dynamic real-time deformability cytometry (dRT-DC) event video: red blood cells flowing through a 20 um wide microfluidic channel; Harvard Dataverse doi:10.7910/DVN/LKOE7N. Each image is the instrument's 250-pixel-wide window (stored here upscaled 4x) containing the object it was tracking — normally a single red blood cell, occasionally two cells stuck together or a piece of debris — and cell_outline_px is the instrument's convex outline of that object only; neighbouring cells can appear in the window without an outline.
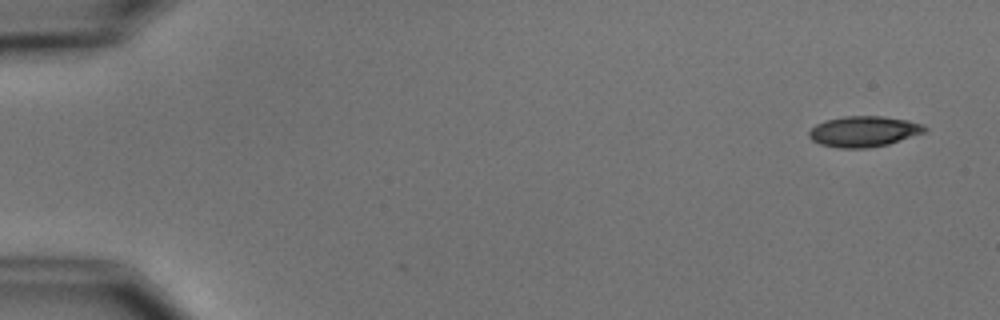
{"species": "common noctule bat (a hibernating species)", "species_latin": "Nyctalus noctula", "temperature_condition": "cold", "stored_images_in_passage": 2, "camera_frame_rate_fps": 3000, "um_per_image_px": 0.085, "animal": {"sex": "male", "body_mass_g": 15.6}, "frame": {"image": 1, "passage_image": 1, "time_ms": 0.0, "image_size_px": [1000, 320], "cell_outline_px": [[928, 128], [924, 132], [888, 144], [868, 148], [840, 148], [820, 144], [812, 140], [808, 136], [808, 132], [816, 124], [828, 120], [844, 116], [880, 116], [908, 120], [924, 124]], "centroid_in_image_um": [73.42, 11.17], "position_along_channel_um": 11.6, "area_um2": 20.58}}